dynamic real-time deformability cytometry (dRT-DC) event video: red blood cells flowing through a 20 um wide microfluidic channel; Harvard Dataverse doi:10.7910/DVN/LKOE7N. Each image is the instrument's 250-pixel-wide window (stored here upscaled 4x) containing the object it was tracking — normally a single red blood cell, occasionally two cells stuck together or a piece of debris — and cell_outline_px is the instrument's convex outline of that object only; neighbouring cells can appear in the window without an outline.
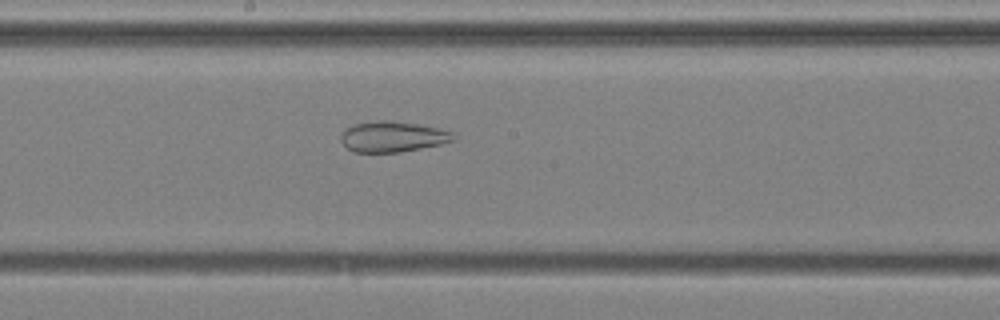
{"species": "common noctule bat (a hibernating species)", "species_latin": "Nyctalus noctula", "temperature_condition": "cold", "stored_images_in_passage": 48, "camera_frame_rate_fps": 3000, "um_per_image_px": 0.085, "animal": {"sex": "male", "body_mass_g": 20.4}, "frame": {"image": 1, "passage_image": 29, "time_ms": 9.333, "image_size_px": [1000, 320], "cell_outline_px": [[456, 140], [440, 144], [400, 152], [352, 152], [340, 140], [340, 136], [344, 128], [352, 124], [380, 120], [388, 120], [420, 124], [440, 128], [452, 132], [456, 136]], "centroid_in_image_um": [33.37, 11.6], "position_along_channel_um": 214.8, "area_um2": 20.29}}
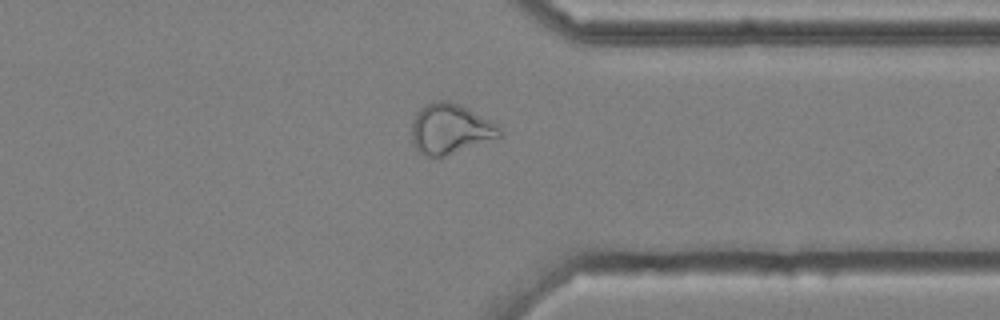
{"frame": {"image": 2, "passage_image": 42, "time_ms": 13.667, "image_size_px": [1000, 320], "cell_outline_px": [[500, 136], [444, 156], [428, 156], [420, 152], [412, 144], [412, 120], [416, 112], [420, 108], [436, 100], [448, 100], [460, 104], [468, 108], [496, 124], [500, 128]], "centroid_in_image_um": [38.22, 10.93], "position_along_channel_um": 373.2, "area_um2": 25.26}}
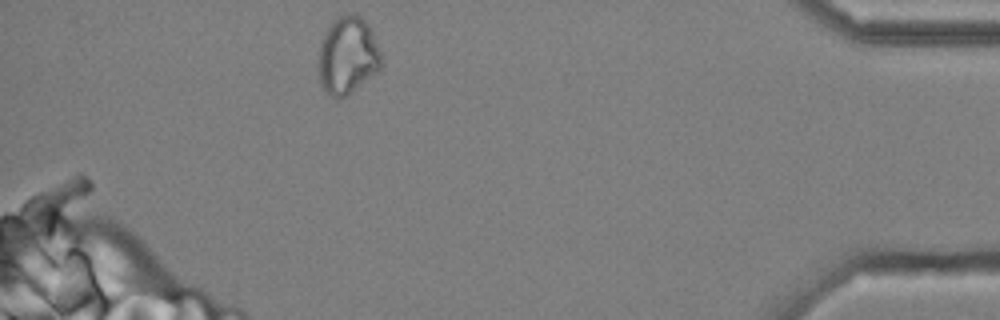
{"frame": {"image": 3, "passage_image": 48, "time_ms": 15.667, "image_size_px": [1000, 320], "cell_outline_px": [[384, 64], [376, 72], [340, 100], [324, 92], [320, 84], [316, 64], [320, 40], [332, 20], [344, 12], [356, 12], [368, 24], [380, 52]], "centroid_in_image_um": [29.49, 4.69], "position_along_channel_um": 405.7, "area_um2": 29.02}, "authors_computed_cell_mechanics": {"area_um2": 27.5128, "velocity_mm_per_s": 3.7206, "shape_relaxation_time_tau1_ms": null, "shape_relaxation_time_tau2_ms": 2.518, "deformation_change_tau1": null, "deformation_change_tau2": 0.1004}}